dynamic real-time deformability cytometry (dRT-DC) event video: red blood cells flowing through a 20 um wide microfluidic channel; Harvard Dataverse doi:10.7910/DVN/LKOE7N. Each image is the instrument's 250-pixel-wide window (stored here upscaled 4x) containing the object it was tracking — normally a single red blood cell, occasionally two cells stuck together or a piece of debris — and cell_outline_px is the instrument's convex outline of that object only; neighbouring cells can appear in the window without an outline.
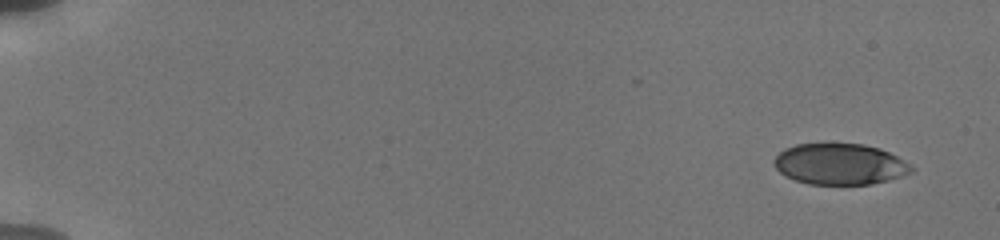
{"species": "human", "species_latin": "Homo sapiens", "temperature_condition": "cold", "stored_images_in_passage": 24, "camera_frame_rate_fps": 3000, "um_per_image_px": 0.085, "donor": {"sex": "male"}, "frame": {"image": 1, "passage_image": 1, "time_ms": 0.0, "image_size_px": [1000, 240], "cell_outline_px": [[916, 168], [912, 172], [888, 180], [872, 184], [808, 184], [784, 176], [776, 168], [772, 160], [784, 148], [796, 144], [864, 144], [880, 148], [912, 164]], "centroid_in_image_um": [71.39, 13.95], "position_along_channel_um": 13.6, "area_um2": 32.95}}
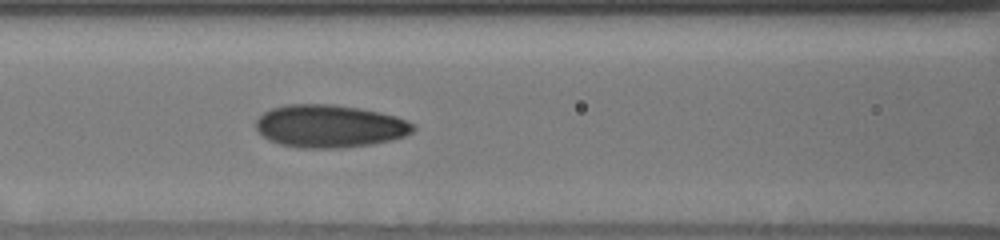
{"frame": {"image": 2, "passage_image": 21, "time_ms": 7.667, "image_size_px": [1000, 240], "cell_outline_px": [[416, 128], [412, 132], [404, 136], [392, 140], [372, 144], [340, 148], [300, 148], [280, 144], [268, 140], [256, 128], [256, 120], [264, 112], [272, 108], [288, 104], [332, 104], [360, 108], [380, 112], [396, 116], [408, 120], [416, 124]], "centroid_in_image_um": [28.05, 10.72], "position_along_channel_um": 138.5, "area_um2": 39.36}}
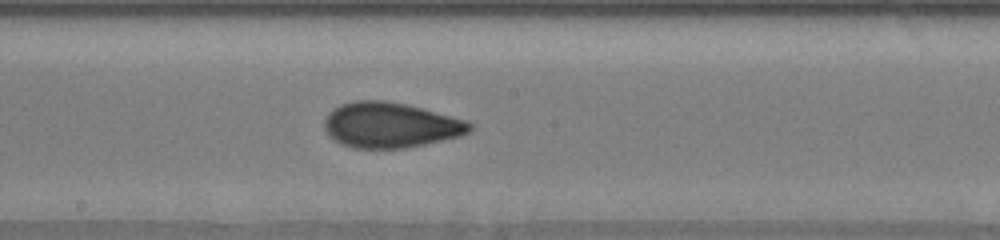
{"frame": {"image": 3, "passage_image": 24, "time_ms": 9.667, "image_size_px": [1000, 240], "cell_outline_px": [[472, 128], [468, 132], [460, 136], [424, 144], [404, 148], [356, 148], [340, 144], [328, 136], [324, 128], [324, 120], [328, 112], [332, 108], [340, 104], [356, 100], [384, 100], [408, 104], [468, 120], [472, 124]], "centroid_in_image_um": [33.16, 10.62], "position_along_channel_um": 215.0, "area_um2": 38.73}}